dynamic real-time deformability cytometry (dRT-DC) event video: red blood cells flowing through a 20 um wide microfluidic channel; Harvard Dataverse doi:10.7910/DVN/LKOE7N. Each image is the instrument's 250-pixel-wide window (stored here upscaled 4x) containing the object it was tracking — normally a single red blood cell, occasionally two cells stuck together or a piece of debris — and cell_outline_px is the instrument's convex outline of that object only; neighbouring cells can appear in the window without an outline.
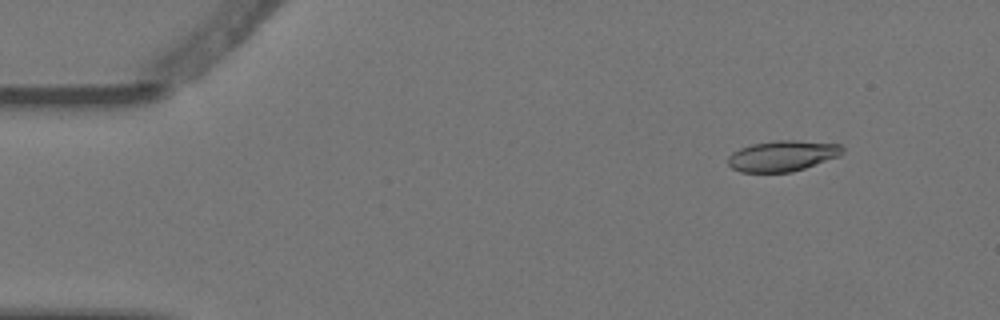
{"species": "Egyptian fruit bat (a non-hibernating species)", "species_latin": "Rousettus aegyptiacus", "temperature_condition": "warm", "stored_images_in_passage": 9, "camera_frame_rate_fps": 3000, "um_per_image_px": 0.085, "animal": {"sex": "female"}, "frame": {"image": 1, "passage_image": 2, "time_ms": 0.333, "image_size_px": [1000, 320], "cell_outline_px": [[844, 152], [840, 156], [792, 172], [740, 172], [732, 168], [728, 164], [728, 156], [732, 152], [740, 148], [752, 144], [776, 140], [796, 140], [840, 144], [844, 148]], "centroid_in_image_um": [66.51, 13.24], "position_along_channel_um": 18.5, "area_um2": 20.58}}
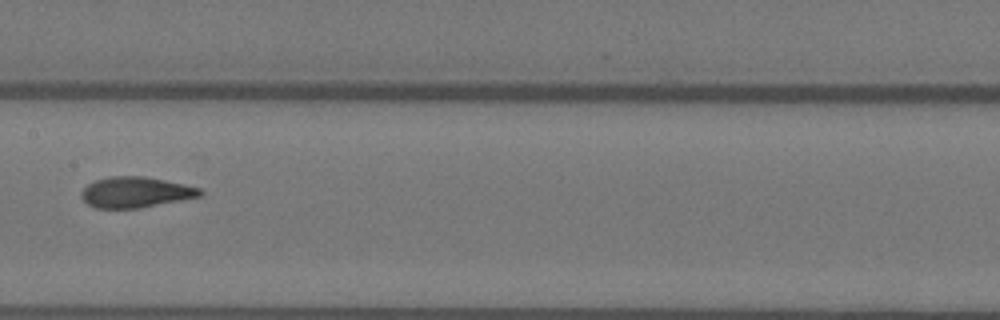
{"frame": {"image": 2, "passage_image": 8, "time_ms": 2.333, "image_size_px": [1000, 320], "cell_outline_px": [[204, 192], [200, 196], [140, 208], [96, 208], [88, 204], [80, 196], [80, 192], [88, 184], [96, 180], [112, 176], [144, 176], [184, 184], [200, 188]], "centroid_in_image_um": [11.51, 16.34], "position_along_channel_um": 195.9, "area_um2": 21.1}}
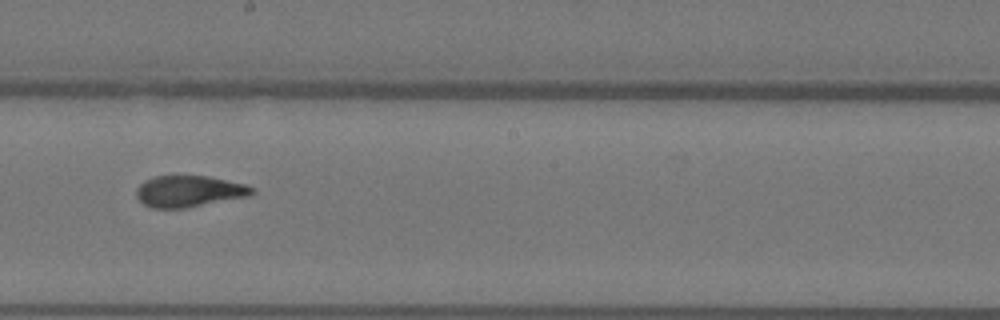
{"frame": {"image": 3, "passage_image": 9, "time_ms": 2.667, "image_size_px": [1000, 320], "cell_outline_px": [[256, 192], [252, 196], [184, 208], [152, 208], [144, 204], [136, 196], [136, 188], [144, 180], [156, 176], [208, 176], [244, 184], [256, 188]], "centroid_in_image_um": [16.1, 16.26], "position_along_channel_um": 232.1, "area_um2": 21.27}}